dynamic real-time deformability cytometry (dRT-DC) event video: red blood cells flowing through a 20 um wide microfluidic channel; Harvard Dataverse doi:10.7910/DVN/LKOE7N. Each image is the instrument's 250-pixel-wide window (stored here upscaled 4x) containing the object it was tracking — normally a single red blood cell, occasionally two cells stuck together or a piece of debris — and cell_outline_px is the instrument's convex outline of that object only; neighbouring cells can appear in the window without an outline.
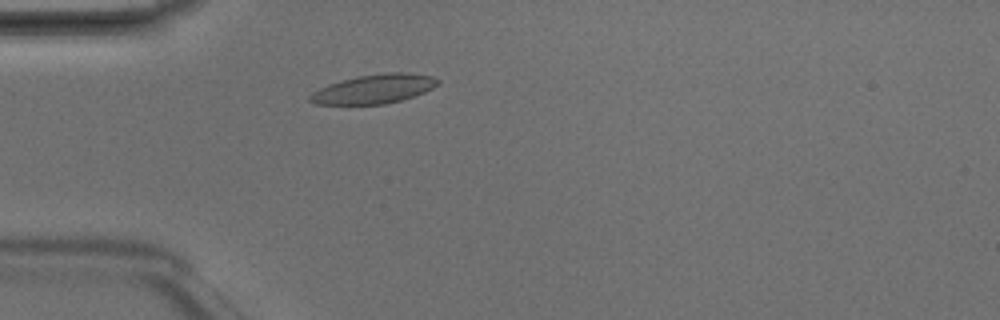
{"species": "Egyptian fruit bat (a non-hibernating species)", "species_latin": "Rousettus aegyptiacus", "temperature_condition": "room temperature", "stored_images_in_passage": 1, "camera_frame_rate_fps": 3000, "um_per_image_px": 0.085, "animal": {"sex": "male"}, "frame": {"image": 1, "passage_image": 1, "time_ms": 0.0, "image_size_px": [1000, 320], "cell_outline_px": [[440, 84], [424, 92], [400, 100], [384, 104], [316, 104], [308, 100], [308, 96], [312, 92], [328, 84], [360, 76], [388, 72], [408, 72], [432, 76], [440, 80]], "centroid_in_image_um": [31.8, 7.55], "position_along_channel_um": 53.2, "area_um2": 21.5}}